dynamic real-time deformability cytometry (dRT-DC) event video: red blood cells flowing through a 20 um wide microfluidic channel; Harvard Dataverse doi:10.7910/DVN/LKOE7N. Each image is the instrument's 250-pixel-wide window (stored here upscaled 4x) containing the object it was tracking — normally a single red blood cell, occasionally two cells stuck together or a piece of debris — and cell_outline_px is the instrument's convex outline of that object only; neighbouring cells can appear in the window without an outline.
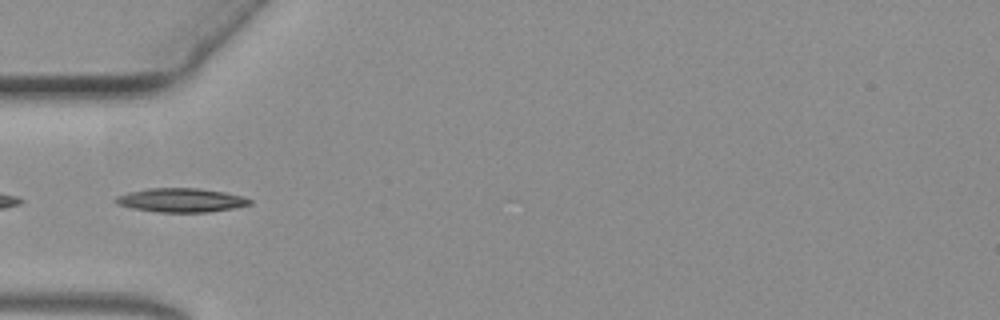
{"species": "common noctule bat (a hibernating species)", "species_latin": "Nyctalus noctula", "temperature_condition": "warm", "stored_images_in_passage": 42, "camera_frame_rate_fps": 3000, "um_per_image_px": 0.085, "animal": {"sex": "female", "body_mass_g": 19.3, "forearm_length_mm": 54.1}, "frame": {"image": 1, "passage_image": 1, "time_ms": 0.0, "image_size_px": [1000, 320], "cell_outline_px": [[252, 204], [232, 208], [208, 212], [156, 212], [132, 208], [116, 204], [112, 200], [116, 196], [128, 192], [148, 188], [196, 188], [224, 192], [244, 196], [252, 200]], "centroid_in_image_um": [15.36, 17.01], "position_along_channel_um": 69.6, "area_um2": 18.79}}
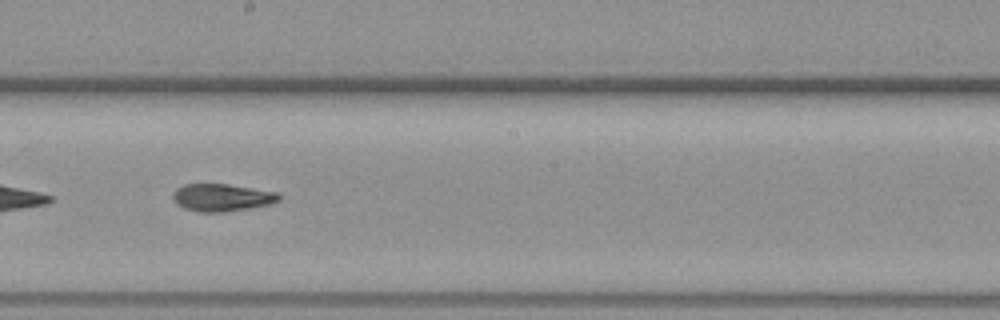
{"frame": {"image": 2, "passage_image": 15, "time_ms": 4.667, "image_size_px": [1000, 320], "cell_outline_px": [[280, 200], [272, 204], [224, 212], [200, 212], [184, 208], [176, 204], [172, 196], [176, 188], [184, 184], [228, 184], [276, 192], [280, 196]], "centroid_in_image_um": [18.85, 16.79], "position_along_channel_um": 229.4, "area_um2": 16.94}}
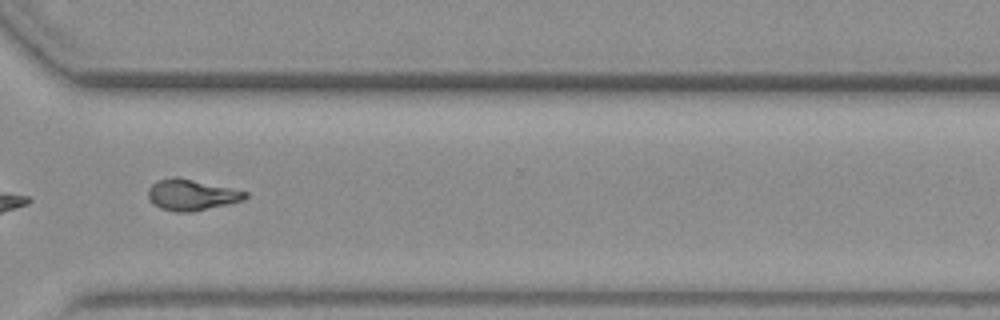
{"frame": {"image": 3, "passage_image": 26, "time_ms": 8.333, "image_size_px": [1000, 320], "cell_outline_px": [[248, 196], [244, 200], [196, 212], [176, 212], [160, 208], [148, 196], [148, 188], [156, 180], [172, 176], [176, 176], [248, 192]], "centroid_in_image_um": [16.28, 16.56], "position_along_channel_um": 354.3, "area_um2": 17.57}}